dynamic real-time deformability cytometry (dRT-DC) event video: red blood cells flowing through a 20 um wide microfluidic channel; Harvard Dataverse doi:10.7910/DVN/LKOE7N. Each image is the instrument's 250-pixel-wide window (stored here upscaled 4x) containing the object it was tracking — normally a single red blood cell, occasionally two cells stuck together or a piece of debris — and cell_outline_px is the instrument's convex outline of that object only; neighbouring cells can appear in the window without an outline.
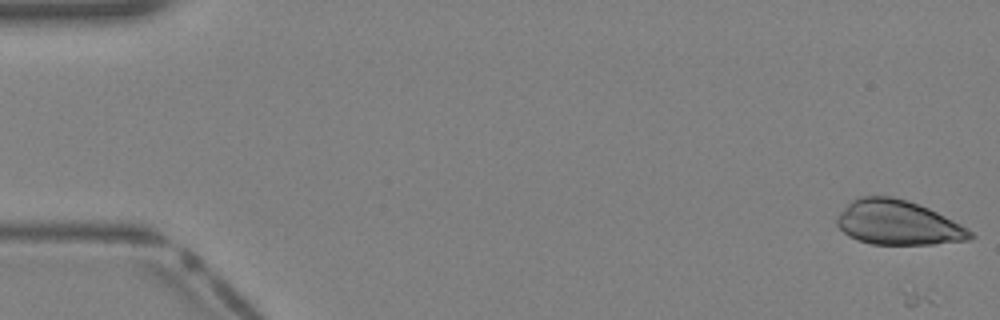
{"species": "Egyptian fruit bat (a non-hibernating species)", "species_latin": "Rousettus aegyptiacus", "temperature_condition": "warm", "stored_images_in_passage": 21, "camera_frame_rate_fps": 3000, "um_per_image_px": 0.085, "animal": {"sex": "female"}, "frame": {"image": 1, "passage_image": 1, "time_ms": 0.0, "image_size_px": [1000, 320], "cell_outline_px": [[976, 236], [968, 240], [932, 244], [872, 244], [856, 240], [848, 236], [836, 224], [836, 216], [852, 200], [860, 196], [892, 196], [908, 200], [928, 208], [968, 228]], "centroid_in_image_um": [76.31, 18.93], "position_along_channel_um": 8.7, "area_um2": 34.56}}